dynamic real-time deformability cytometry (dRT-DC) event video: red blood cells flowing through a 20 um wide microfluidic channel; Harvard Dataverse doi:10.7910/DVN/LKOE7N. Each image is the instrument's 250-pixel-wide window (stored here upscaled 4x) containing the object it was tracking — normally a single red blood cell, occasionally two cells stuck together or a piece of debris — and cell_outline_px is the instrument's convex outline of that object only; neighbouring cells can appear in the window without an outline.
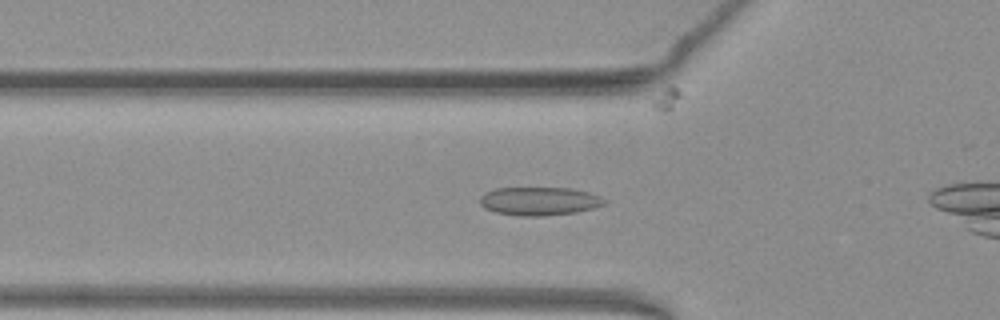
{"species": "common noctule bat (a hibernating species)", "species_latin": "Nyctalus noctula", "temperature_condition": "warm", "stored_images_in_passage": 36, "camera_frame_rate_fps": 3000, "um_per_image_px": 0.085, "animal": {"sex": "female", "body_mass_g": 19.3, "forearm_length_mm": 54.1}, "frame": {"image": 1, "passage_image": 12, "time_ms": 3.667, "image_size_px": [1000, 320], "cell_outline_px": [[608, 200], [604, 204], [596, 208], [576, 212], [544, 216], [520, 216], [496, 212], [484, 208], [480, 204], [480, 196], [484, 192], [496, 188], [568, 188], [588, 192]], "centroid_in_image_um": [45.83, 17.1], "position_along_channel_um": 80.0, "area_um2": 20.63}}
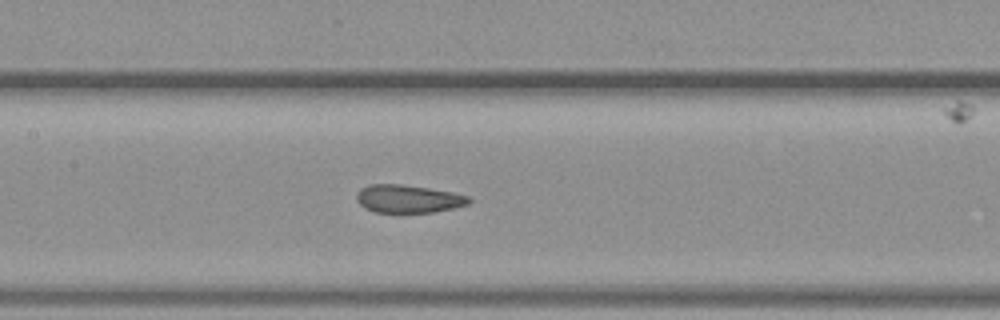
{"frame": {"image": 2, "passage_image": 19, "time_ms": 6.0, "image_size_px": [1000, 320], "cell_outline_px": [[472, 200], [468, 204], [452, 208], [432, 212], [372, 212], [364, 208], [356, 200], [356, 192], [360, 188], [368, 184], [400, 184], [428, 188], [452, 192], [472, 196]], "centroid_in_image_um": [34.67, 16.89], "position_along_channel_um": 172.7, "area_um2": 18.44}}
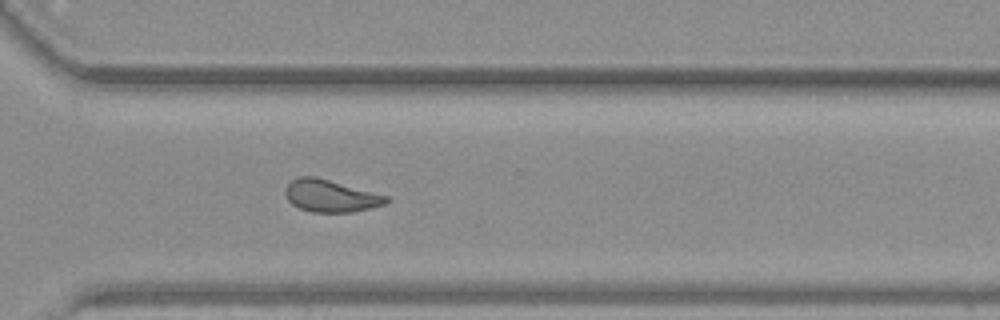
{"frame": {"image": 3, "passage_image": 32, "time_ms": 10.333, "image_size_px": [1000, 320], "cell_outline_px": [[392, 200], [384, 204], [372, 208], [352, 212], [312, 212], [300, 208], [292, 204], [288, 200], [284, 192], [284, 188], [292, 180], [300, 176], [316, 176], [388, 196]], "centroid_in_image_um": [28.11, 16.65], "position_along_channel_um": 342.5, "area_um2": 19.02}}